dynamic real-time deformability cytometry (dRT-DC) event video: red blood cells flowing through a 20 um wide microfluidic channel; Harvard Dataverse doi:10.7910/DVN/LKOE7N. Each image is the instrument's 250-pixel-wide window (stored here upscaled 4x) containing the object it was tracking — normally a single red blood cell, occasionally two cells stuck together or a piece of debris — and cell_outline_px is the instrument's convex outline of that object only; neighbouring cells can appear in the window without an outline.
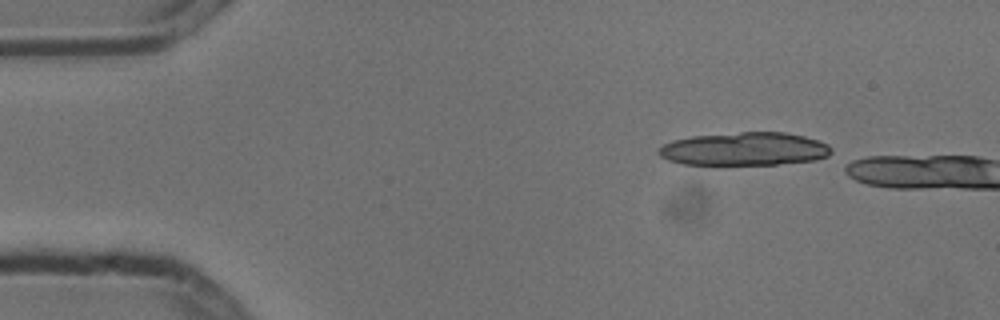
{"species": "common noctule bat (a hibernating species)", "species_latin": "Nyctalus noctula", "temperature_condition": "cold", "stored_images_in_passage": 2, "camera_frame_rate_fps": 3000, "um_per_image_px": 0.085, "animal": {"sex": "male", "body_mass_g": 13.3}, "frame": {"image": 1, "passage_image": 1, "time_ms": 0.0, "image_size_px": [1000, 320], "cell_outline_px": [[832, 152], [828, 156], [816, 160], [776, 164], [684, 164], [668, 160], [660, 156], [656, 152], [664, 144], [672, 140], [692, 136], [740, 132], [784, 132], [804, 136], [828, 144], [832, 148]], "centroid_in_image_um": [63.29, 12.66], "position_along_channel_um": 21.7, "area_um2": 33.29}}